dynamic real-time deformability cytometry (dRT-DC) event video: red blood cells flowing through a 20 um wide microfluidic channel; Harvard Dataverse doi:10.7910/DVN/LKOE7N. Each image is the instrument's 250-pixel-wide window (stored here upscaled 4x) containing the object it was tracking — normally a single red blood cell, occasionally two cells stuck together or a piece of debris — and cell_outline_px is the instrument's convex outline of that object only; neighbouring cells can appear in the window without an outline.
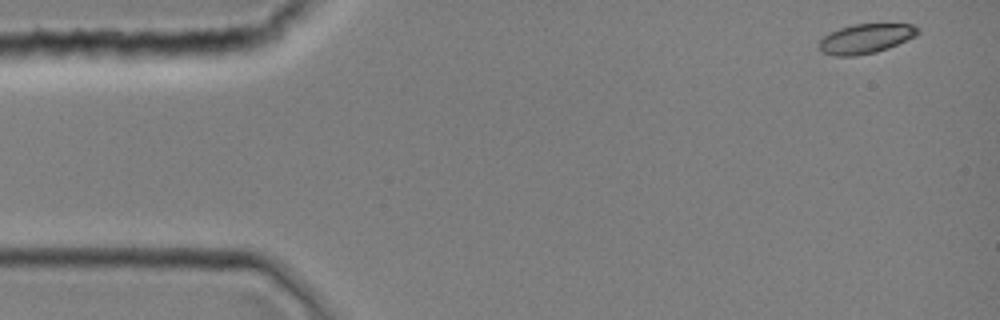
{"species": "common noctule bat (a hibernating species)", "species_latin": "Nyctalus noctula", "temperature_condition": "room temperature", "stored_images_in_passage": 6, "camera_frame_rate_fps": 3000, "um_per_image_px": 0.085, "animal": {"sex": "female", "body_mass_g": 19.0, "forearm_length_mm": 51.5}, "frame": {"image": 1, "passage_image": 1, "time_ms": 0.0, "image_size_px": [1000, 320], "cell_outline_px": [[920, 32], [916, 36], [888, 48], [876, 52], [856, 56], [836, 56], [820, 52], [820, 40], [824, 36], [840, 28], [852, 24], [912, 24], [920, 28]], "centroid_in_image_um": [73.61, 3.28], "position_along_channel_um": 11.4, "area_um2": 16.99}}